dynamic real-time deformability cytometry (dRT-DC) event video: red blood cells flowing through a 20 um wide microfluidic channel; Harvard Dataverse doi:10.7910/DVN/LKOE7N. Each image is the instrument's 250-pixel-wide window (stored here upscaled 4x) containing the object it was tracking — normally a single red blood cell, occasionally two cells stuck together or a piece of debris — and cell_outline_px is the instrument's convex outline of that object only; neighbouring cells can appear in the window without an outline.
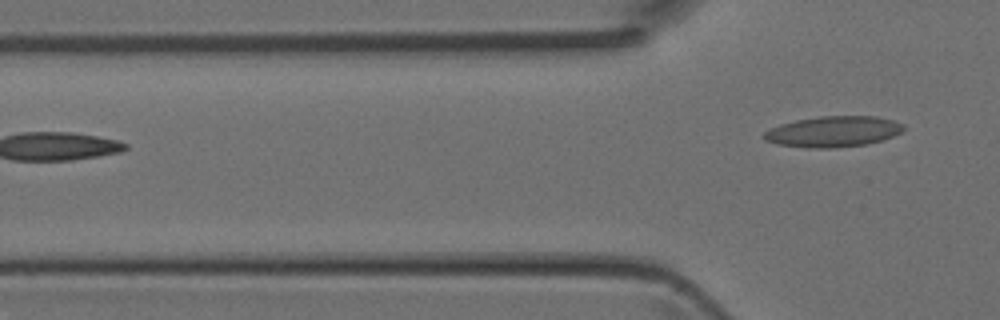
{"species": "Egyptian fruit bat (a non-hibernating species)", "species_latin": "Rousettus aegyptiacus", "temperature_condition": "room temperature", "stored_images_in_passage": 3, "camera_frame_rate_fps": 3000, "um_per_image_px": 0.085, "animal": {"sex": "female"}, "frame": {"image": 1, "passage_image": 3, "time_ms": 0.667, "image_size_px": [1000, 320], "cell_outline_px": [[904, 128], [900, 132], [892, 136], [880, 140], [864, 144], [836, 148], [812, 148], [776, 144], [764, 140], [760, 136], [764, 132], [780, 124], [796, 120], [820, 116], [876, 116], [892, 120], [904, 124]], "centroid_in_image_um": [70.78, 11.18], "position_along_channel_um": 55.0, "area_um2": 24.97}}